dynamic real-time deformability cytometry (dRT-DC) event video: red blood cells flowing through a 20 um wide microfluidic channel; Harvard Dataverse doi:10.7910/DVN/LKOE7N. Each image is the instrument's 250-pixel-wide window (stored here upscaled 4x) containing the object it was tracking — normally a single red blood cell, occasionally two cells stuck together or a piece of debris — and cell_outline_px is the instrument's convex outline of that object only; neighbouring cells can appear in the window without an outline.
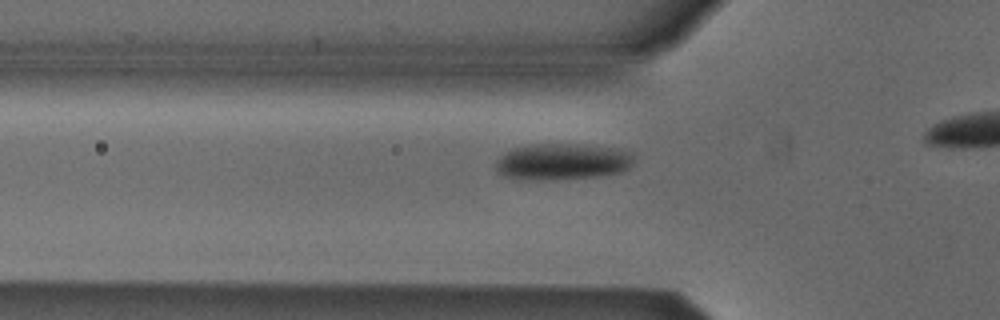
{"species": "Egyptian fruit bat (a non-hibernating species)", "species_latin": "Rousettus aegyptiacus", "temperature_condition": "cold", "stored_images_in_passage": 16, "camera_frame_rate_fps": 3000, "um_per_image_px": 0.085, "animal": {"sex": "male"}, "frame": {"image": 1, "passage_image": 7, "time_ms": 2.0, "image_size_px": [1000, 320], "cell_outline_px": [[632, 164], [628, 168], [620, 172], [596, 176], [532, 180], [516, 180], [504, 176], [496, 168], [496, 160], [504, 152], [512, 148], [532, 144], [584, 144], [616, 148], [632, 152]], "centroid_in_image_um": [47.76, 13.72], "position_along_channel_um": 78.0, "area_um2": 29.3}}
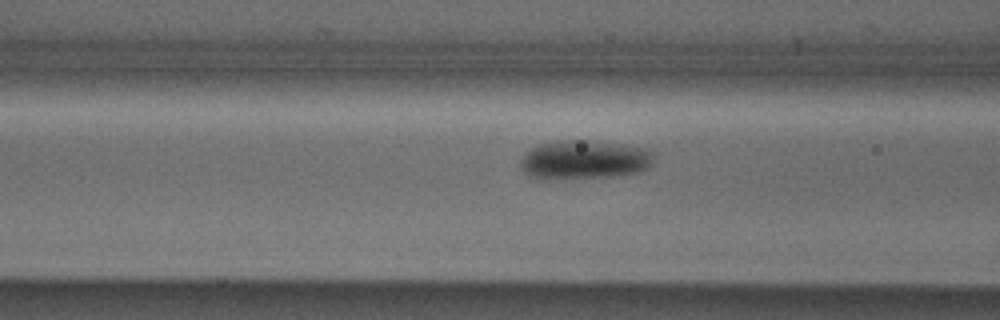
{"frame": {"image": 2, "passage_image": 10, "time_ms": 3.0, "image_size_px": [1000, 320], "cell_outline_px": [[652, 160], [644, 168], [636, 172], [608, 176], [564, 180], [540, 180], [528, 176], [520, 168], [520, 160], [532, 148], [540, 144], [560, 140], [580, 140], [624, 144], [644, 148], [652, 152]], "centroid_in_image_um": [49.55, 13.6], "position_along_channel_um": 117.0, "area_um2": 30.23}}
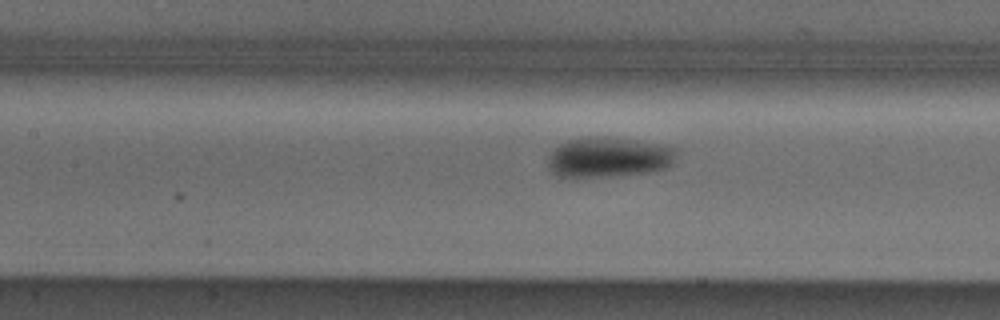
{"frame": {"image": 3, "passage_image": 13, "time_ms": 4.0, "image_size_px": [1000, 320], "cell_outline_px": [[676, 156], [672, 164], [668, 168], [648, 172], [612, 176], [556, 176], [548, 168], [548, 156], [560, 144], [568, 140], [604, 136], [608, 136], [664, 144], [676, 148]], "centroid_in_image_um": [51.78, 13.36], "position_along_channel_um": 155.6, "area_um2": 30.06}}